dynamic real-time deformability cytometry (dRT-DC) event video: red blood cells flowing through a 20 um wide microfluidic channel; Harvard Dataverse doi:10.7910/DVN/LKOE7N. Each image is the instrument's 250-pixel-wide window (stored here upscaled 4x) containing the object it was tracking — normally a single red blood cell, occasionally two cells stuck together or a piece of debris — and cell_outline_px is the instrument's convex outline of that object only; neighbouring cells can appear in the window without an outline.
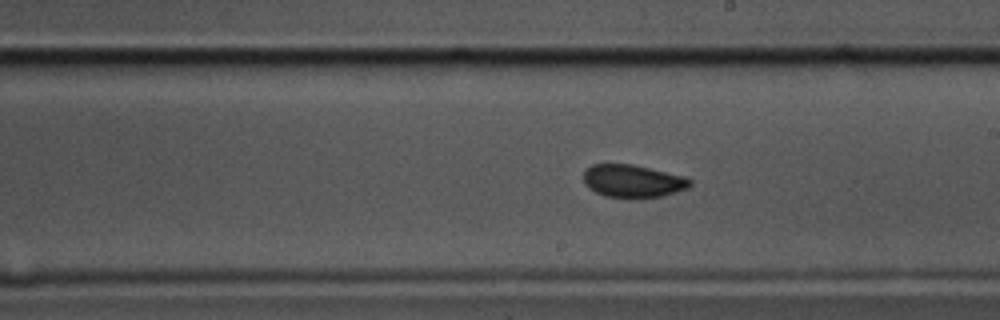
{"species": "common noctule bat (a hibernating species)", "species_latin": "Nyctalus noctula", "temperature_condition": "cold", "stored_images_in_passage": 58, "camera_frame_rate_fps": 3000, "um_per_image_px": 0.085, "animal": {"sex": "male", "body_mass_g": 17.5, "forearm_length_mm": 52.3}, "frame": {"image": 1, "passage_image": 33, "time_ms": 10.667, "image_size_px": [1000, 320], "cell_outline_px": [[692, 184], [688, 188], [676, 192], [660, 196], [636, 200], [628, 200], [604, 196], [588, 188], [584, 184], [584, 168], [592, 164], [632, 164], [684, 176], [692, 180]], "centroid_in_image_um": [53.76, 15.42], "position_along_channel_um": 235.2, "area_um2": 20.92}}
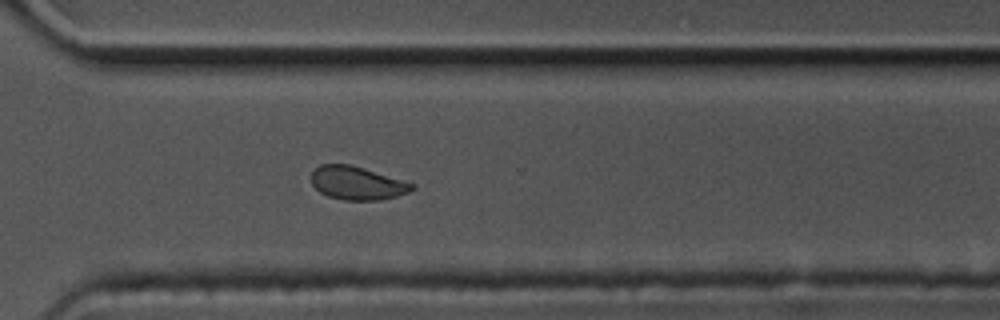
{"frame": {"image": 2, "passage_image": 42, "time_ms": 13.667, "image_size_px": [1000, 320], "cell_outline_px": [[416, 188], [408, 192], [396, 196], [376, 200], [344, 200], [328, 196], [320, 192], [312, 184], [312, 172], [320, 164], [348, 164], [416, 184]], "centroid_in_image_um": [30.35, 15.57], "position_along_channel_um": 340.2, "area_um2": 19.25}}
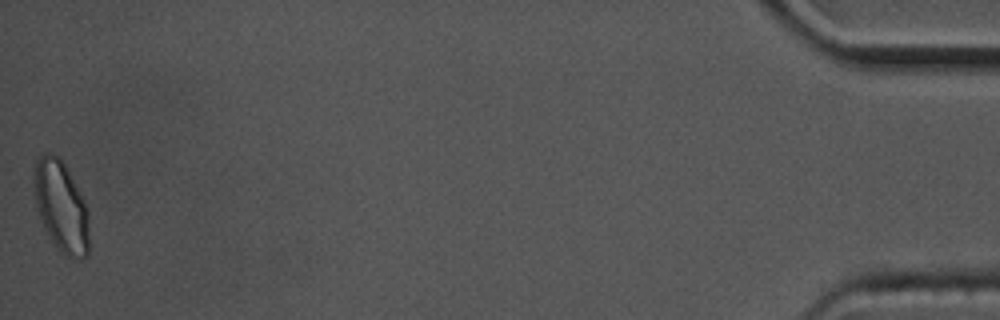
{"frame": {"image": 3, "passage_image": 58, "time_ms": 19.0, "image_size_px": [1000, 320], "cell_outline_px": [[88, 256], [64, 256], [56, 248], [44, 228], [36, 204], [32, 184], [36, 156], [44, 152], [52, 152], [64, 164], [80, 192], [84, 200], [88, 212]], "centroid_in_image_um": [5.15, 17.5], "position_along_channel_um": 430.0, "area_um2": 29.19}, "authors_computed_cell_mechanics": {"area_um2": 20.9236, "velocity_mm_per_s": 3.4948, "shape_relaxation_time_tau1_ms": 3.2659, "shape_relaxation_time_tau2_ms": 1.0299, "deformation_change_tau1": 0.0812, "deformation_change_tau2": 0.0549}}